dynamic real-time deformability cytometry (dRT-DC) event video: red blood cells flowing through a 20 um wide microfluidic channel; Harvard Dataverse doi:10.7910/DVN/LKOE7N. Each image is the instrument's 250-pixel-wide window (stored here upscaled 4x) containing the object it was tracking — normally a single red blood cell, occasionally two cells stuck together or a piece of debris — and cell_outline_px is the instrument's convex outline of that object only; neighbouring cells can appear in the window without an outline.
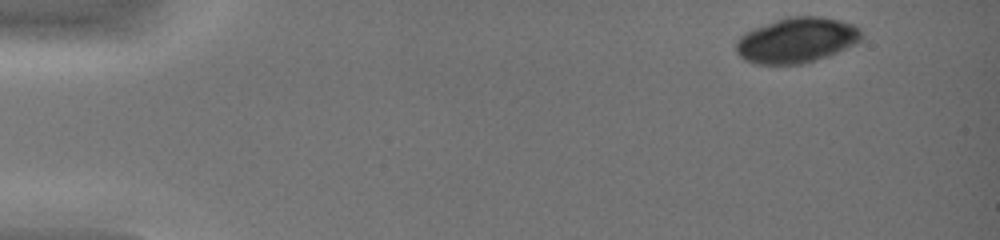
{"species": "common noctule bat (a hibernating species)", "species_latin": "Nyctalus noctula", "temperature_condition": "warm", "stored_images_in_passage": 42, "camera_frame_rate_fps": 3000, "um_per_image_px": 0.085, "animal": {"sex": "female", "body_mass_g": 19.0, "forearm_length_mm": 51.5}, "frame": {"image": 1, "passage_image": 2, "time_ms": 0.333, "image_size_px": [1000, 240], "cell_outline_px": [[864, 36], [856, 44], [828, 56], [804, 64], [756, 64], [744, 60], [736, 52], [736, 40], [744, 32], [776, 20], [788, 16], [820, 16], [840, 20], [852, 24], [860, 28]], "centroid_in_image_um": [67.73, 3.42], "position_along_channel_um": 17.3, "area_um2": 33.35}}
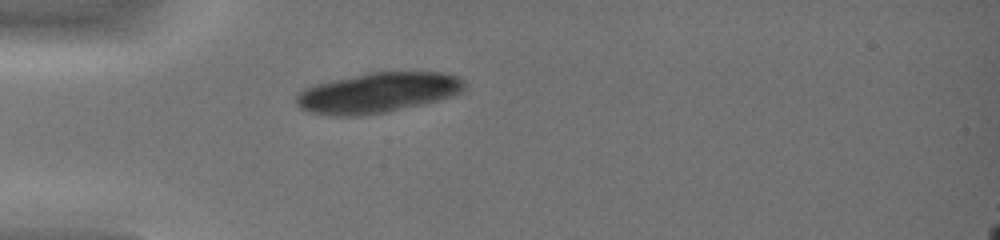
{"frame": {"image": 2, "passage_image": 12, "time_ms": 3.667, "image_size_px": [1000, 240], "cell_outline_px": [[468, 84], [460, 92], [452, 96], [440, 100], [424, 104], [388, 112], [360, 116], [328, 116], [308, 112], [300, 108], [296, 104], [296, 92], [312, 84], [368, 72], [444, 72], [456, 76], [464, 80]], "centroid_in_image_um": [32.07, 7.89], "position_along_channel_um": 52.9, "area_um2": 40.11}}
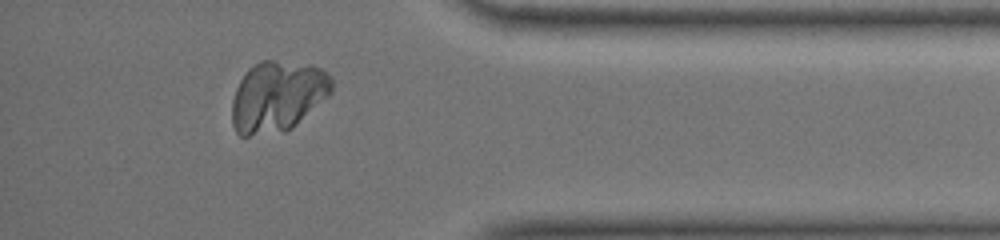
{"frame": {"image": 3, "passage_image": 38, "time_ms": 12.333, "image_size_px": [1000, 240], "cell_outline_px": [[332, 92], [328, 96], [292, 128], [284, 132], [248, 136], [240, 136], [236, 132], [232, 124], [232, 100], [236, 88], [240, 80], [248, 68], [260, 60], [272, 60], [312, 64], [320, 68], [332, 80]], "centroid_in_image_um": [23.56, 8.19], "position_along_channel_um": 411.6, "area_um2": 41.33}}